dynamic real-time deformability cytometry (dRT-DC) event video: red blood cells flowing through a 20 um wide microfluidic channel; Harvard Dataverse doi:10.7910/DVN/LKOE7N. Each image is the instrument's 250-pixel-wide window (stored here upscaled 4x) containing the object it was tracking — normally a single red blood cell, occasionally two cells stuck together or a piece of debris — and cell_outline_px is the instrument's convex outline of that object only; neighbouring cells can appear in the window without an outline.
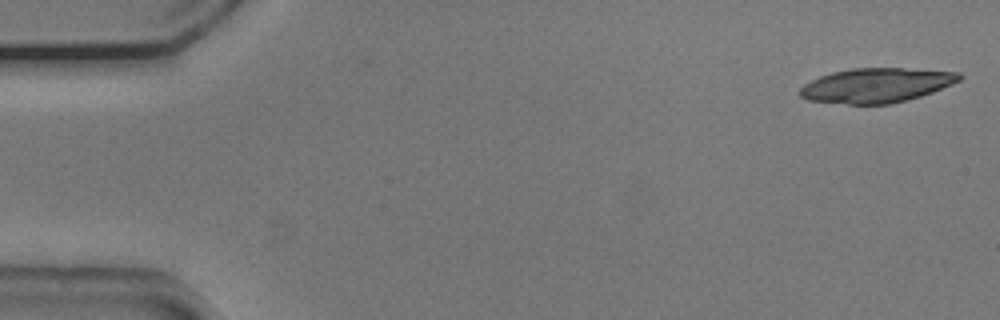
{"species": "common noctule bat (a hibernating species)", "species_latin": "Nyctalus noctula", "temperature_condition": "cold", "stored_images_in_passage": 10, "camera_frame_rate_fps": 3000, "um_per_image_px": 0.085, "animal": {"sex": "male", "body_mass_g": 20.5, "forearm_length_mm": 52.5}, "frame": {"image": 1, "passage_image": 1, "time_ms": 0.0, "image_size_px": [1000, 320], "cell_outline_px": [[964, 76], [960, 80], [952, 84], [932, 92], [908, 100], [888, 104], [848, 104], [808, 100], [800, 96], [800, 88], [804, 84], [820, 76], [832, 72], [852, 68], [904, 68], [960, 72]], "centroid_in_image_um": [74.51, 7.25], "position_along_channel_um": 10.5, "area_um2": 32.02}}